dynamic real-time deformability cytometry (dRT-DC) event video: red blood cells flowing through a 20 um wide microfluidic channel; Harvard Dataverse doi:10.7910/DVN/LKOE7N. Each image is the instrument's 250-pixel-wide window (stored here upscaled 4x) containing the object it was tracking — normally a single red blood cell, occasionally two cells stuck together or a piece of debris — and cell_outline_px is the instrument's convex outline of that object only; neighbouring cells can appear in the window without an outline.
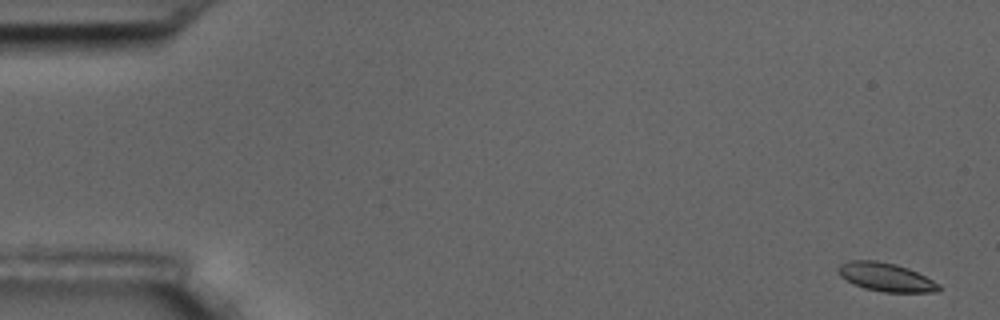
{"species": "common noctule bat (a hibernating species)", "species_latin": "Nyctalus noctula", "temperature_condition": "room temperature", "stored_images_in_passage": 9, "camera_frame_rate_fps": 3000, "um_per_image_px": 0.085, "animal": {"sex": "male", "body_mass_g": 17.5, "forearm_length_mm": 52.3}, "frame": {"image": 1, "passage_image": 1, "time_ms": 0.0, "image_size_px": [1000, 320], "cell_outline_px": [[940, 292], [884, 292], [864, 288], [852, 284], [840, 276], [836, 268], [840, 264], [848, 260], [876, 260], [896, 264], [908, 268], [940, 284]], "centroid_in_image_um": [75.26, 23.55], "position_along_channel_um": 9.7, "area_um2": 16.82}}
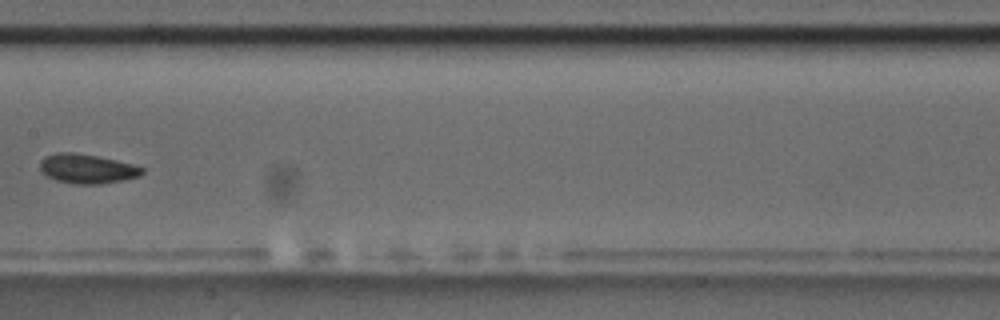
{"frame": {"image": 2, "passage_image": 9, "time_ms": 9.333, "image_size_px": [1000, 320], "cell_outline_px": [[144, 172], [140, 176], [124, 180], [100, 184], [72, 184], [56, 180], [48, 176], [40, 168], [40, 160], [44, 156], [56, 152], [76, 152], [116, 160], [132, 164], [144, 168]], "centroid_in_image_um": [7.4, 14.34], "position_along_channel_um": 200.0, "area_um2": 17.57}}